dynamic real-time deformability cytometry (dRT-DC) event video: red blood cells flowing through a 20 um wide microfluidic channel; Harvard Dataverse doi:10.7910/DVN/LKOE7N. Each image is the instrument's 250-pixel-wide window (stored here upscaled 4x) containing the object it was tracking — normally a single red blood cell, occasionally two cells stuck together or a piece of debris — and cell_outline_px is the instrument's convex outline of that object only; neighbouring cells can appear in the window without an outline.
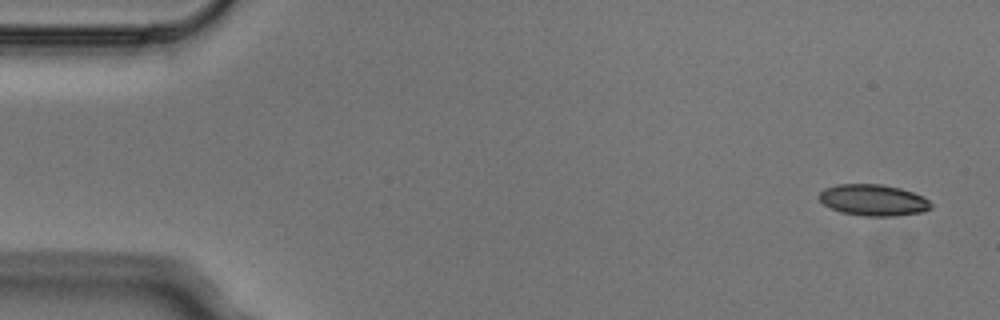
{"species": "Egyptian fruit bat (a non-hibernating species)", "species_latin": "Rousettus aegyptiacus", "temperature_condition": "cold", "stored_images_in_passage": 7, "camera_frame_rate_fps": 3000, "um_per_image_px": 0.085, "animal": {"sex": "male"}, "frame": {"image": 1, "passage_image": 1, "time_ms": 0.0, "image_size_px": [1000, 320], "cell_outline_px": [[932, 208], [924, 212], [892, 216], [864, 216], [844, 212], [832, 208], [824, 204], [816, 196], [824, 188], [836, 184], [880, 184], [900, 188], [924, 196], [932, 204]], "centroid_in_image_um": [74.24, 17.0], "position_along_channel_um": 10.8, "area_um2": 20.46}}
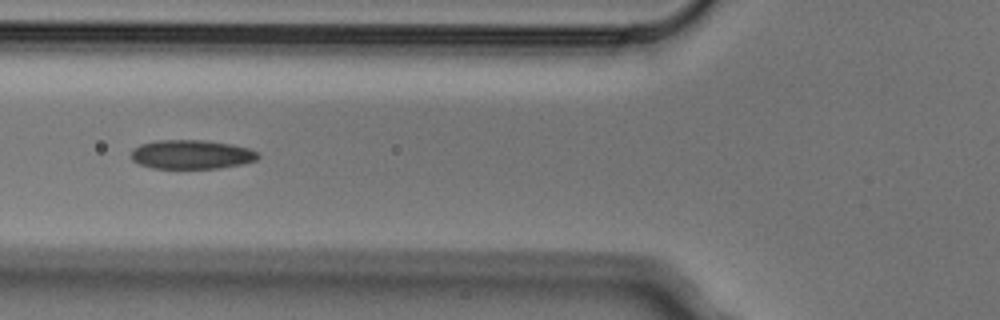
{"frame": {"image": 2, "passage_image": 6, "time_ms": 1.667, "image_size_px": [1000, 320], "cell_outline_px": [[260, 156], [256, 160], [244, 164], [220, 168], [152, 168], [140, 164], [132, 160], [132, 148], [140, 144], [156, 140], [208, 140], [232, 144], [248, 148], [260, 152]], "centroid_in_image_um": [16.31, 13.12], "position_along_channel_um": 109.5, "area_um2": 21.73}}
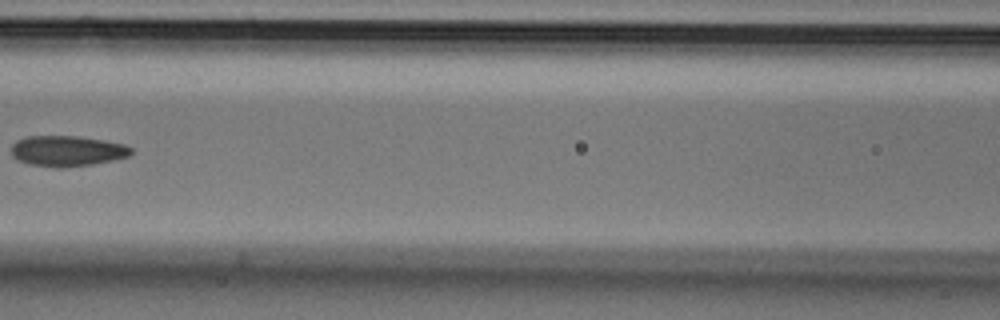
{"frame": {"image": 3, "passage_image": 7, "time_ms": 2.0, "image_size_px": [1000, 320], "cell_outline_px": [[132, 152], [128, 156], [112, 160], [92, 164], [64, 168], [56, 168], [28, 164], [16, 160], [12, 156], [12, 144], [16, 140], [28, 136], [76, 136], [104, 140], [124, 144], [132, 148]], "centroid_in_image_um": [5.67, 12.84], "position_along_channel_um": 160.9, "area_um2": 21.5}}